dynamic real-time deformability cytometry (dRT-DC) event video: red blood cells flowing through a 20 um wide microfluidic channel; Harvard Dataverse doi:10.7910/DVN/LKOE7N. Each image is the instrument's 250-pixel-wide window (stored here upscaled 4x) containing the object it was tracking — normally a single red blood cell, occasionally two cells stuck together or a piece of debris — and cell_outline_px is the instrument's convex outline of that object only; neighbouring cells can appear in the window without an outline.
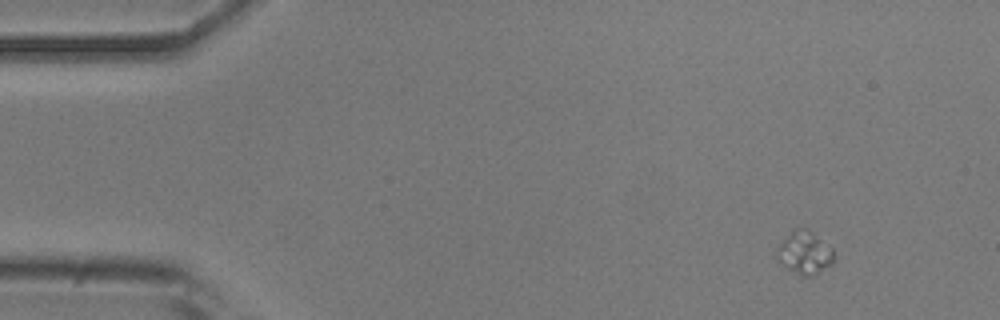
{"species": "common noctule bat (a hibernating species)", "species_latin": "Nyctalus noctula", "temperature_condition": "room temperature", "stored_images_in_passage": 4, "camera_frame_rate_fps": 3000, "um_per_image_px": 0.085, "animal": {"sex": "male", "body_mass_g": 20.5, "forearm_length_mm": 52.5}, "frame": {"image": 1, "passage_image": 1, "time_ms": 0.0, "image_size_px": [1000, 320], "cell_outline_px": [[832, 264], [812, 276], [800, 276], [788, 268], [776, 256], [776, 248], [796, 228], [804, 228], [832, 248]], "centroid_in_image_um": [68.38, 21.52], "position_along_channel_um": 16.6, "area_um2": 13.53}}